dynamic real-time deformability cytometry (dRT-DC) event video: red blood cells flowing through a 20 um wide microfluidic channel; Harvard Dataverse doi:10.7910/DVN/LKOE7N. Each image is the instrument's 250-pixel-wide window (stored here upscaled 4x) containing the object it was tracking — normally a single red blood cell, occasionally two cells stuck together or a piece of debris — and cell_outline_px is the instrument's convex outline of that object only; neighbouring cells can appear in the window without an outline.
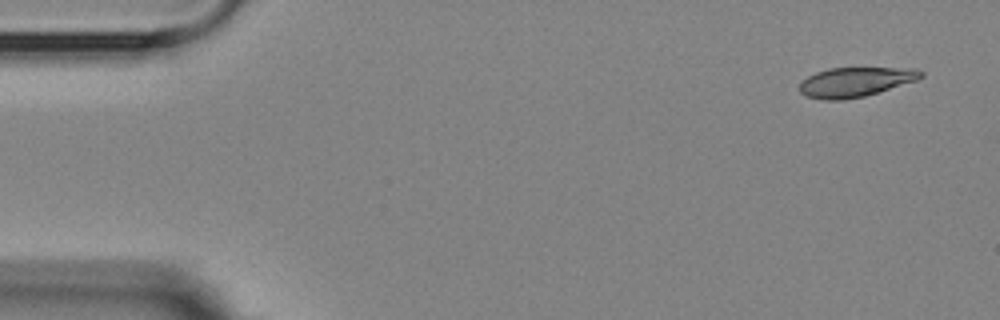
{"species": "Egyptian fruit bat (a non-hibernating species)", "species_latin": "Rousettus aegyptiacus", "temperature_condition": "room temperature", "stored_images_in_passage": 4, "camera_frame_rate_fps": 3000, "um_per_image_px": 0.085, "animal": {"sex": "female"}, "frame": {"image": 1, "passage_image": 1, "time_ms": 0.0, "image_size_px": [1000, 320], "cell_outline_px": [[924, 76], [916, 80], [864, 96], [844, 100], [824, 100], [804, 96], [800, 92], [800, 80], [816, 72], [828, 68], [916, 68], [924, 72]], "centroid_in_image_um": [72.67, 6.96], "position_along_channel_um": 12.3, "area_um2": 20.92}}
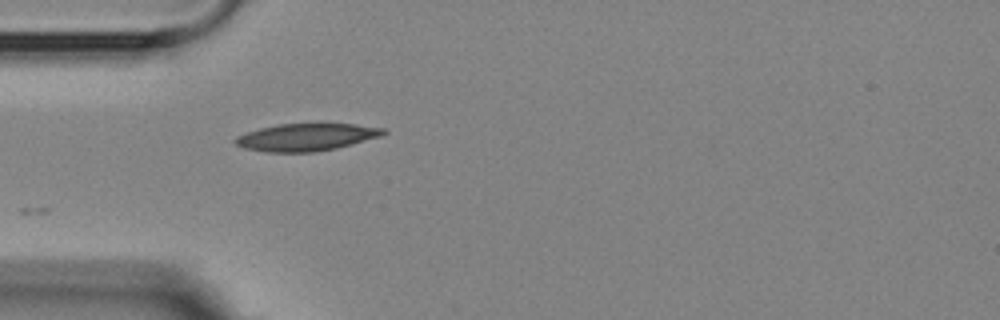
{"frame": {"image": 2, "passage_image": 4, "time_ms": 4.333, "image_size_px": [1000, 320], "cell_outline_px": [[388, 132], [380, 136], [352, 144], [336, 148], [316, 152], [268, 152], [244, 148], [236, 144], [232, 140], [236, 136], [260, 128], [280, 124], [316, 120], [356, 124], [384, 128]], "centroid_in_image_um": [26.08, 11.61], "position_along_channel_um": 58.9, "area_um2": 24.57}}